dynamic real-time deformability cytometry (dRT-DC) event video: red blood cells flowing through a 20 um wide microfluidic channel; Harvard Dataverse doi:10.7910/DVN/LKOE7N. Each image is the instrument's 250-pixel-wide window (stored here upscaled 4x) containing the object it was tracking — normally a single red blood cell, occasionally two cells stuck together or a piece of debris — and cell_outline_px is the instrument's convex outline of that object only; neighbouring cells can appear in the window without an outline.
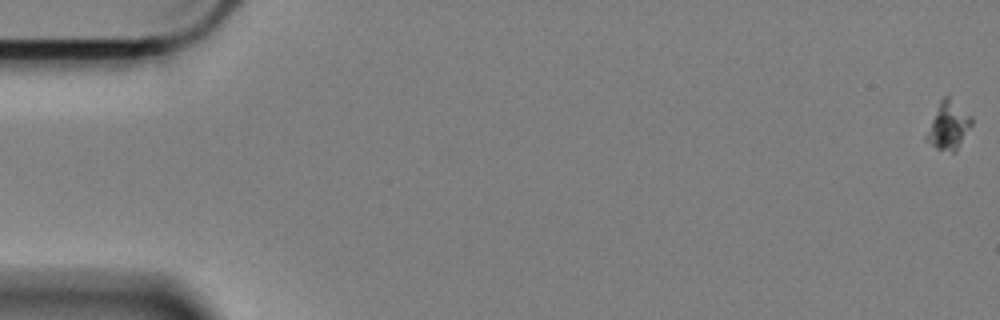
{"species": "Egyptian fruit bat (a non-hibernating species)", "species_latin": "Rousettus aegyptiacus", "temperature_condition": "cold", "stored_images_in_passage": 20, "camera_frame_rate_fps": 3000, "um_per_image_px": 0.085, "animal": {"sex": "female"}, "frame": {"image": 1, "passage_image": 1, "time_ms": 0.0, "image_size_px": [1000, 320], "cell_outline_px": [[972, 124], [956, 152], [952, 152], [936, 148], [924, 140], [924, 136], [940, 100], [944, 96], [948, 96], [972, 116]], "centroid_in_image_um": [80.6, 10.69], "position_along_channel_um": 4.4, "area_um2": 12.54}}
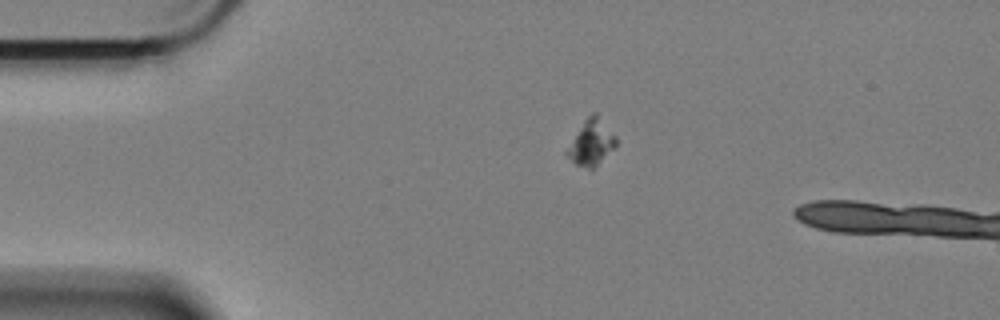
{"frame": {"image": 2, "passage_image": 14, "time_ms": 4.333, "image_size_px": [1000, 320], "cell_outline_px": [[616, 144], [592, 168], [588, 168], [576, 164], [564, 152], [584, 120], [592, 112], [596, 112], [616, 136]], "centroid_in_image_um": [50.24, 12.06], "position_along_channel_um": 34.8, "area_um2": 12.48}}